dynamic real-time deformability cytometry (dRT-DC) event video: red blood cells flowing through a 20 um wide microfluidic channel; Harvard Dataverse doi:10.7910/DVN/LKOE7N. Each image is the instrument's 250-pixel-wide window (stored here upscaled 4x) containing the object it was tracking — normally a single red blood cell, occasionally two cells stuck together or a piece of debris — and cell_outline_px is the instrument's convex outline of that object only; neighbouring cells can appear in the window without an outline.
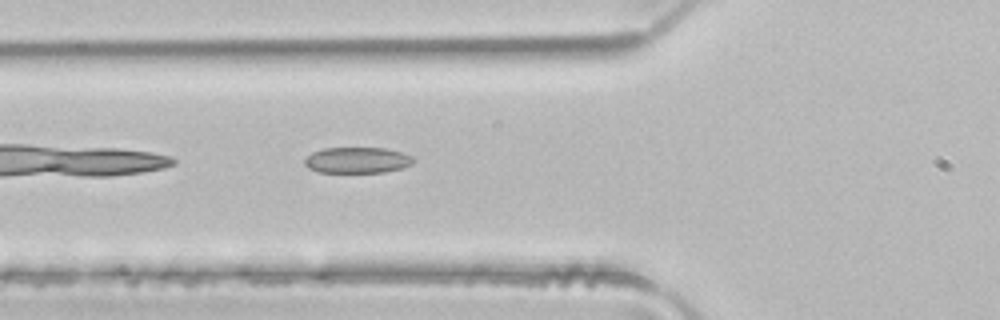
{"species": "common noctule bat (a hibernating species)", "species_latin": "Nyctalus noctula", "temperature_condition": "room temperature", "stored_images_in_passage": 5, "camera_frame_rate_fps": 3000, "um_per_image_px": 0.085, "animal": {"sex": "male", "body_mass_g": 21.5, "forearm_length_mm": 52.0}, "frame": {"image": 1, "passage_image": 5, "time_ms": 1.333, "image_size_px": [1000, 320], "cell_outline_px": [[416, 160], [412, 164], [400, 168], [384, 172], [320, 172], [308, 168], [304, 164], [304, 160], [312, 152], [324, 148], [384, 148], [400, 152], [412, 156]], "centroid_in_image_um": [30.36, 13.61], "position_along_channel_um": 95.4, "area_um2": 16.36}}